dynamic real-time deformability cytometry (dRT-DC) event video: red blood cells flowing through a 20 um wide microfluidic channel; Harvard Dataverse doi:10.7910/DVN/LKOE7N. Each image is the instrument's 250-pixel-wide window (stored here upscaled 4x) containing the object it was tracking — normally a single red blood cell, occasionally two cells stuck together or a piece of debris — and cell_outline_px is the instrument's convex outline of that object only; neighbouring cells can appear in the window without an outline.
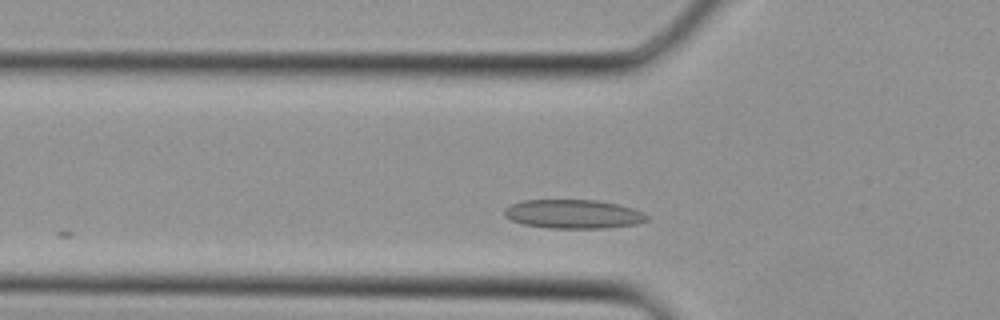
{"species": "Egyptian fruit bat (a non-hibernating species)", "species_latin": "Rousettus aegyptiacus", "temperature_condition": "cold", "stored_images_in_passage": 13, "camera_frame_rate_fps": 3000, "um_per_image_px": 0.085, "animal": {"sex": "female"}, "frame": {"image": 1, "passage_image": 4, "time_ms": 1.0, "image_size_px": [1000, 320], "cell_outline_px": [[648, 220], [636, 224], [604, 228], [548, 228], [524, 224], [512, 220], [504, 216], [504, 208], [520, 200], [596, 200], [616, 204], [632, 208], [644, 212], [648, 216]], "centroid_in_image_um": [48.72, 18.19], "position_along_channel_um": 77.1, "area_um2": 23.99}}
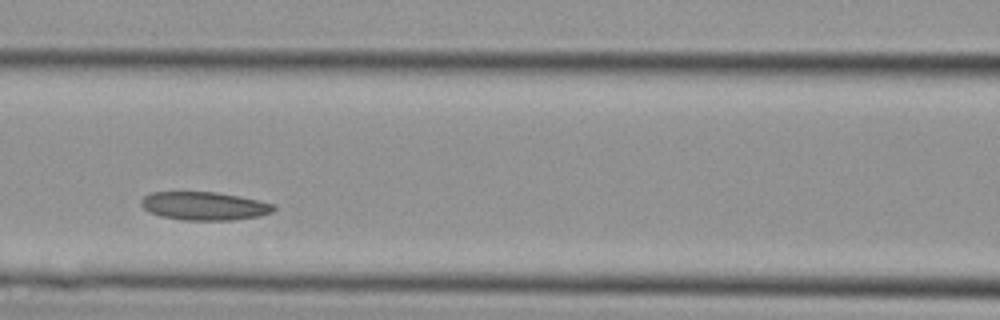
{"frame": {"image": 2, "passage_image": 8, "time_ms": 2.333, "image_size_px": [1000, 320], "cell_outline_px": [[276, 208], [272, 212], [260, 216], [232, 220], [184, 220], [160, 216], [144, 208], [140, 204], [140, 200], [148, 192], [216, 192], [240, 196], [276, 204]], "centroid_in_image_um": [17.38, 17.5], "position_along_channel_um": 149.2, "area_um2": 21.96}}
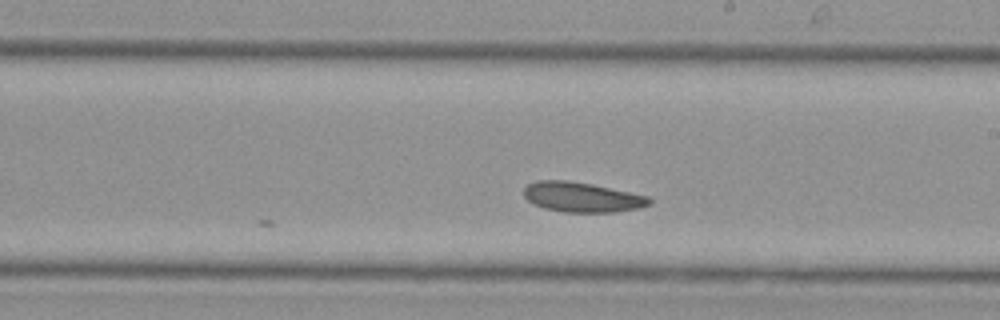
{"frame": {"image": 3, "passage_image": 13, "time_ms": 4.0, "image_size_px": [1000, 320], "cell_outline_px": [[652, 204], [640, 208], [616, 212], [564, 212], [544, 208], [532, 204], [524, 196], [524, 188], [528, 184], [536, 180], [568, 180], [592, 184], [648, 196], [652, 200]], "centroid_in_image_um": [49.47, 16.76], "position_along_channel_um": 239.5, "area_um2": 22.02}}